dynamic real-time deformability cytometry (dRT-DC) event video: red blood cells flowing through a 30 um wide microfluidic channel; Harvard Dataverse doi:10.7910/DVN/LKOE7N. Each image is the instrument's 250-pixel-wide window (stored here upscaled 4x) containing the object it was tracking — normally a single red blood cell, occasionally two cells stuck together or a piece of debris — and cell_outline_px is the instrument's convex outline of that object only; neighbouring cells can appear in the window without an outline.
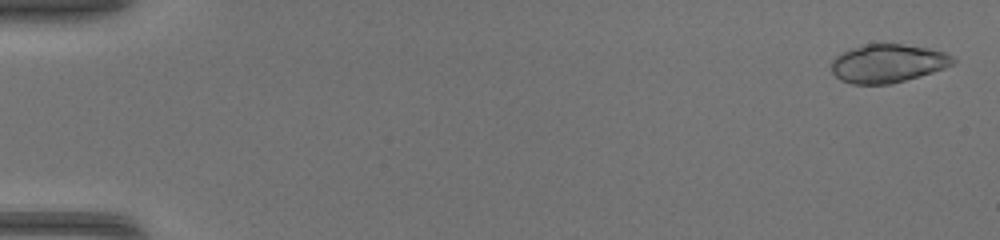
{"species": "common noctule bat (a hibernating species)", "species_latin": "Nyctalus noctula", "temperature_condition": "warm", "stored_images_in_passage": 46, "camera_frame_rate_fps": 3000, "um_per_image_px": 0.085, "animal": {"sex": "female", "body_mass_g": 17.0, "forearm_length_mm": 48.0}, "frame": {"image": 1, "passage_image": 2, "time_ms": 0.333, "image_size_px": [1000, 240], "cell_outline_px": [[956, 60], [952, 64], [944, 68], [920, 76], [892, 84], [852, 84], [840, 80], [832, 72], [832, 60], [836, 56], [852, 48], [864, 44], [900, 44], [928, 48], [944, 52], [952, 56]], "centroid_in_image_um": [75.45, 5.4], "position_along_channel_um": 9.5, "area_um2": 27.05}}
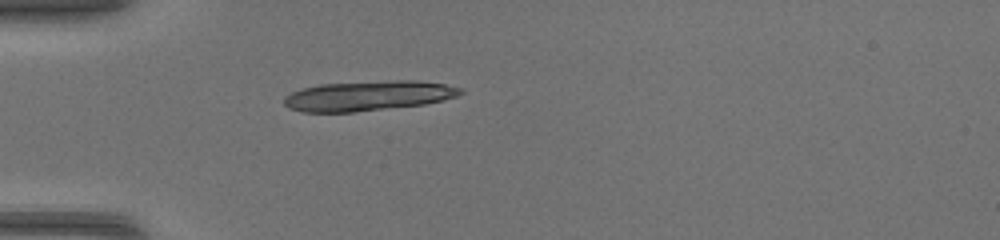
{"frame": {"image": 2, "passage_image": 15, "time_ms": 4.667, "image_size_px": [1000, 240], "cell_outline_px": [[464, 92], [456, 96], [444, 100], [424, 104], [352, 112], [304, 112], [288, 108], [284, 104], [284, 96], [292, 92], [304, 88], [320, 84], [396, 80], [416, 80], [444, 84], [464, 88]], "centroid_in_image_um": [31.31, 8.14], "position_along_channel_um": 53.7, "area_um2": 30.69}}
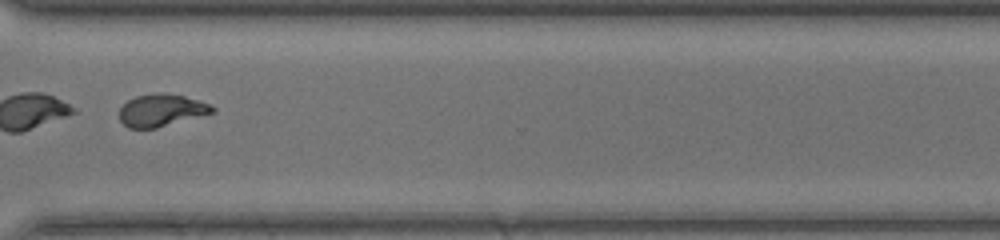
{"frame": {"image": 3, "passage_image": 36, "time_ms": 11.667, "image_size_px": [1000, 240], "cell_outline_px": [[216, 112], [156, 128], [128, 128], [120, 120], [120, 108], [128, 100], [136, 96], [156, 92], [164, 92], [184, 96], [200, 100], [216, 108]], "centroid_in_image_um": [13.74, 9.36], "position_along_channel_um": 356.9, "area_um2": 17.57}}